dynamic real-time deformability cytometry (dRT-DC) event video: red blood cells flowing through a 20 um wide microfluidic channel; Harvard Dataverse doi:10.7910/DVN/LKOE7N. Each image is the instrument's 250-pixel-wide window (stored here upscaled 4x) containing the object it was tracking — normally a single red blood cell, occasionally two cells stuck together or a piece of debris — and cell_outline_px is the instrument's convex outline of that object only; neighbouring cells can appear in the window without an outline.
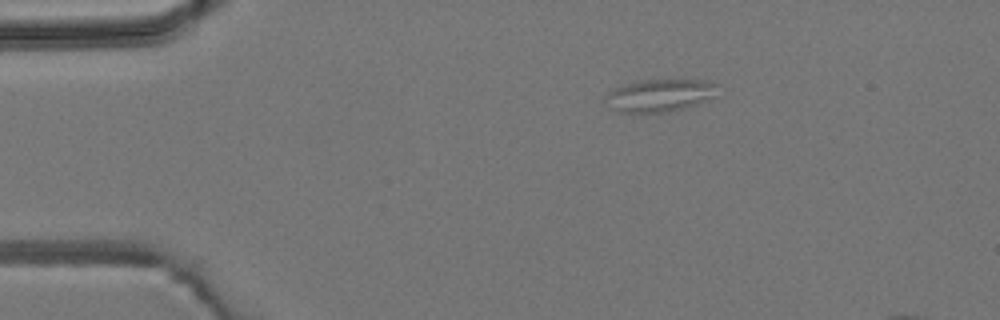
{"species": "common noctule bat (a hibernating species)", "species_latin": "Nyctalus noctula", "temperature_condition": "room temperature", "stored_images_in_passage": 6, "camera_frame_rate_fps": 3000, "um_per_image_px": 0.085, "animal": {"sex": "male", "body_mass_g": 19.2, "forearm_length_mm": 51.8}, "frame": {"image": 1, "passage_image": 1, "time_ms": 0.0, "image_size_px": [1000, 320], "cell_outline_px": [[716, 96], [696, 104], [684, 108], [668, 112], [620, 112], [604, 100], [604, 96], [608, 92], [616, 88], [628, 84], [644, 80], [704, 80], [716, 84]], "centroid_in_image_um": [56.1, 8.11], "position_along_channel_um": 28.9, "area_um2": 20.81}}
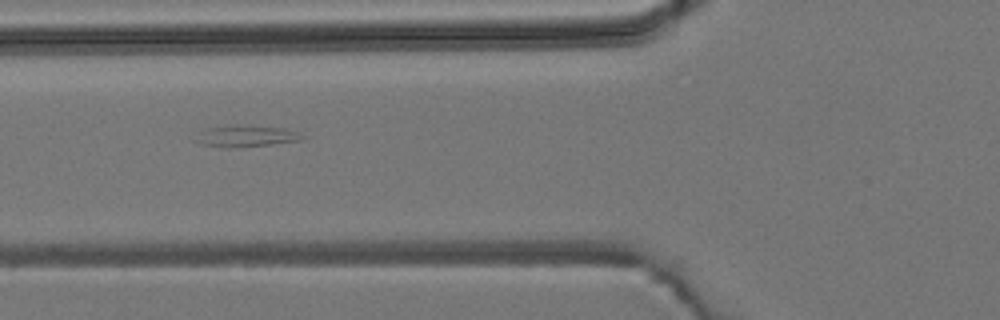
{"frame": {"image": 2, "passage_image": 4, "time_ms": 3.333, "image_size_px": [1000, 320], "cell_outline_px": [[304, 136], [300, 140], [272, 144], [240, 148], [224, 148], [200, 144], [196, 140], [200, 132], [208, 128], [284, 128], [300, 132]], "centroid_in_image_um": [20.95, 11.64], "position_along_channel_um": 104.9, "area_um2": 12.37}}